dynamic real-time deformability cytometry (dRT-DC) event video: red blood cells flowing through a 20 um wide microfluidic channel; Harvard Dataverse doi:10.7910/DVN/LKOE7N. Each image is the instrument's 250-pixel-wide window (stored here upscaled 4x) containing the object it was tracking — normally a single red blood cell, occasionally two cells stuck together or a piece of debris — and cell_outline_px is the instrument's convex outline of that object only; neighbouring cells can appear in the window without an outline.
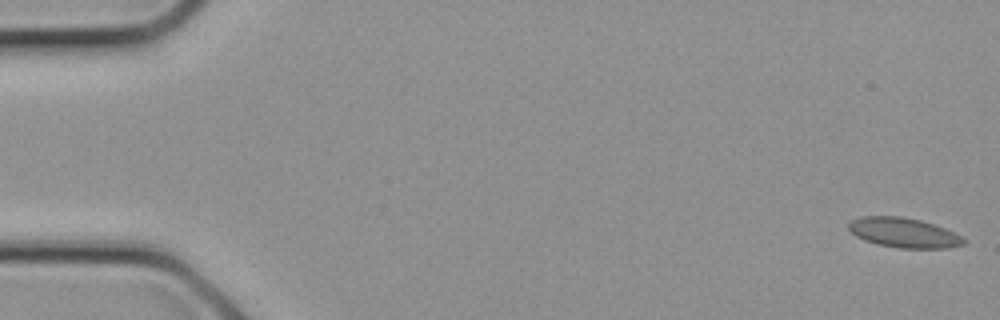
{"species": "common noctule bat (a hibernating species)", "species_latin": "Nyctalus noctula", "temperature_condition": "cold", "stored_images_in_passage": 11, "camera_frame_rate_fps": 3000, "um_per_image_px": 0.085, "animal": {"sex": "female", "body_mass_g": 21.9}, "frame": {"image": 1, "passage_image": 1, "time_ms": 0.0, "image_size_px": [1000, 320], "cell_outline_px": [[968, 240], [964, 244], [948, 248], [900, 248], [876, 244], [864, 240], [856, 236], [848, 228], [848, 224], [852, 220], [860, 216], [900, 216], [920, 220], [944, 228]], "centroid_in_image_um": [76.8, 19.78], "position_along_channel_um": 8.2, "area_um2": 19.88}}
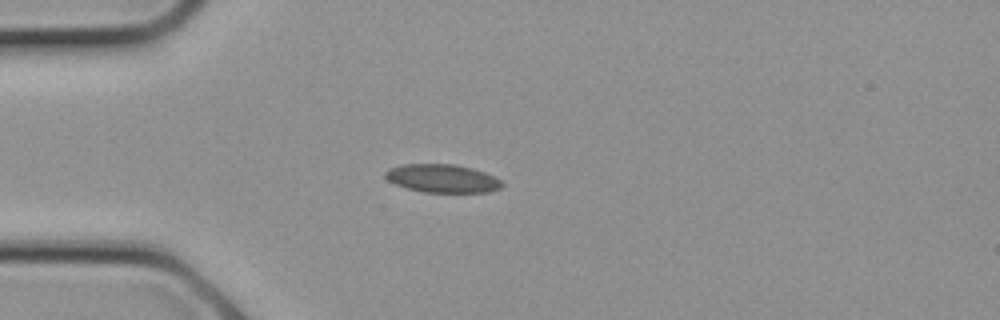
{"frame": {"image": 2, "passage_image": 7, "time_ms": 2.0, "image_size_px": [1000, 320], "cell_outline_px": [[504, 184], [500, 188], [488, 192], [424, 192], [408, 188], [396, 184], [388, 180], [384, 176], [384, 172], [388, 168], [400, 164], [456, 164], [472, 168], [484, 172], [500, 180]], "centroid_in_image_um": [37.57, 15.15], "position_along_channel_um": 47.4, "area_um2": 19.19}}
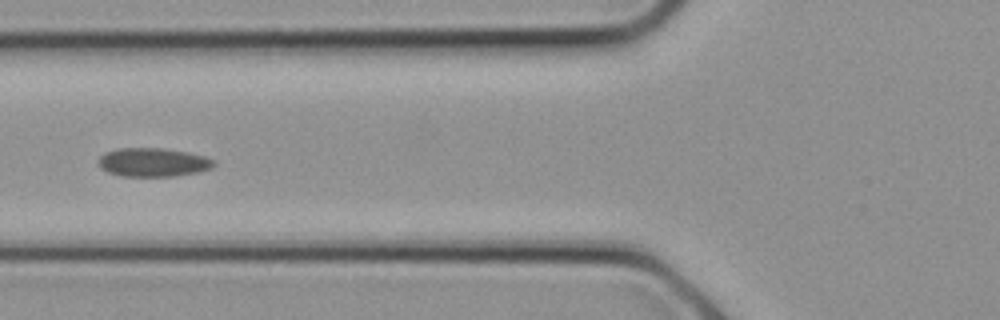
{"frame": {"image": 3, "passage_image": 10, "time_ms": 3.0, "image_size_px": [1000, 320], "cell_outline_px": [[216, 164], [212, 168], [200, 172], [172, 176], [120, 176], [108, 172], [100, 168], [96, 164], [96, 160], [104, 152], [116, 148], [164, 148], [188, 152], [204, 156], [216, 160]], "centroid_in_image_um": [12.98, 13.79], "position_along_channel_um": 112.8, "area_um2": 19.71}}